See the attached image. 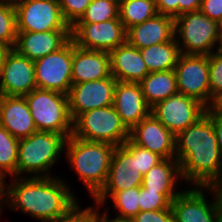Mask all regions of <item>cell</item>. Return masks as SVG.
<instances>
[{"instance_id": "f6af8a7d", "label": "cell", "mask_w": 222, "mask_h": 222, "mask_svg": "<svg viewBox=\"0 0 222 222\" xmlns=\"http://www.w3.org/2000/svg\"><path fill=\"white\" fill-rule=\"evenodd\" d=\"M8 50H9V48L5 44L0 42V67L3 63L4 56Z\"/></svg>"}, {"instance_id": "5b68a950", "label": "cell", "mask_w": 222, "mask_h": 222, "mask_svg": "<svg viewBox=\"0 0 222 222\" xmlns=\"http://www.w3.org/2000/svg\"><path fill=\"white\" fill-rule=\"evenodd\" d=\"M37 131L55 132L66 138L73 133L68 95L36 88L25 95Z\"/></svg>"}, {"instance_id": "7bdbcfd3", "label": "cell", "mask_w": 222, "mask_h": 222, "mask_svg": "<svg viewBox=\"0 0 222 222\" xmlns=\"http://www.w3.org/2000/svg\"><path fill=\"white\" fill-rule=\"evenodd\" d=\"M209 117L212 119L213 128L222 155V117L221 116H209Z\"/></svg>"}, {"instance_id": "836d02e7", "label": "cell", "mask_w": 222, "mask_h": 222, "mask_svg": "<svg viewBox=\"0 0 222 222\" xmlns=\"http://www.w3.org/2000/svg\"><path fill=\"white\" fill-rule=\"evenodd\" d=\"M92 0H58L64 20L72 27L85 13Z\"/></svg>"}, {"instance_id": "ac0fdd59", "label": "cell", "mask_w": 222, "mask_h": 222, "mask_svg": "<svg viewBox=\"0 0 222 222\" xmlns=\"http://www.w3.org/2000/svg\"><path fill=\"white\" fill-rule=\"evenodd\" d=\"M113 106L129 130L151 114L139 83L117 81Z\"/></svg>"}, {"instance_id": "d6a6232c", "label": "cell", "mask_w": 222, "mask_h": 222, "mask_svg": "<svg viewBox=\"0 0 222 222\" xmlns=\"http://www.w3.org/2000/svg\"><path fill=\"white\" fill-rule=\"evenodd\" d=\"M123 145L134 157H137L138 168L143 175L163 159L157 153L134 144L130 139H128Z\"/></svg>"}, {"instance_id": "f35d334b", "label": "cell", "mask_w": 222, "mask_h": 222, "mask_svg": "<svg viewBox=\"0 0 222 222\" xmlns=\"http://www.w3.org/2000/svg\"><path fill=\"white\" fill-rule=\"evenodd\" d=\"M158 14L171 16L174 19L179 16V2L177 0H155Z\"/></svg>"}, {"instance_id": "7dc6e473", "label": "cell", "mask_w": 222, "mask_h": 222, "mask_svg": "<svg viewBox=\"0 0 222 222\" xmlns=\"http://www.w3.org/2000/svg\"><path fill=\"white\" fill-rule=\"evenodd\" d=\"M219 44V45H218ZM217 51H215L218 55L222 56V35H219L218 43H217Z\"/></svg>"}, {"instance_id": "44dd1931", "label": "cell", "mask_w": 222, "mask_h": 222, "mask_svg": "<svg viewBox=\"0 0 222 222\" xmlns=\"http://www.w3.org/2000/svg\"><path fill=\"white\" fill-rule=\"evenodd\" d=\"M0 126L17 139L37 132L25 96L0 95Z\"/></svg>"}, {"instance_id": "2e32d148", "label": "cell", "mask_w": 222, "mask_h": 222, "mask_svg": "<svg viewBox=\"0 0 222 222\" xmlns=\"http://www.w3.org/2000/svg\"><path fill=\"white\" fill-rule=\"evenodd\" d=\"M129 139L136 145L157 153L163 159L176 158V136L152 114L130 130Z\"/></svg>"}, {"instance_id": "603a6c76", "label": "cell", "mask_w": 222, "mask_h": 222, "mask_svg": "<svg viewBox=\"0 0 222 222\" xmlns=\"http://www.w3.org/2000/svg\"><path fill=\"white\" fill-rule=\"evenodd\" d=\"M111 74L120 82L139 83L149 71L140 50L127 42L109 52Z\"/></svg>"}, {"instance_id": "ffe728a7", "label": "cell", "mask_w": 222, "mask_h": 222, "mask_svg": "<svg viewBox=\"0 0 222 222\" xmlns=\"http://www.w3.org/2000/svg\"><path fill=\"white\" fill-rule=\"evenodd\" d=\"M71 39V30L17 31L13 49L32 61L58 51Z\"/></svg>"}, {"instance_id": "277c9868", "label": "cell", "mask_w": 222, "mask_h": 222, "mask_svg": "<svg viewBox=\"0 0 222 222\" xmlns=\"http://www.w3.org/2000/svg\"><path fill=\"white\" fill-rule=\"evenodd\" d=\"M66 139L64 135L45 131L19 139L16 177L22 173L26 177H30V174L31 177H49V169L65 150Z\"/></svg>"}, {"instance_id": "4dcf8cb0", "label": "cell", "mask_w": 222, "mask_h": 222, "mask_svg": "<svg viewBox=\"0 0 222 222\" xmlns=\"http://www.w3.org/2000/svg\"><path fill=\"white\" fill-rule=\"evenodd\" d=\"M182 192L153 191L140 186L139 207L140 211H155L168 209L171 202Z\"/></svg>"}, {"instance_id": "ba28073f", "label": "cell", "mask_w": 222, "mask_h": 222, "mask_svg": "<svg viewBox=\"0 0 222 222\" xmlns=\"http://www.w3.org/2000/svg\"><path fill=\"white\" fill-rule=\"evenodd\" d=\"M15 10L17 31L71 30L62 16L58 0H21Z\"/></svg>"}, {"instance_id": "484cf974", "label": "cell", "mask_w": 222, "mask_h": 222, "mask_svg": "<svg viewBox=\"0 0 222 222\" xmlns=\"http://www.w3.org/2000/svg\"><path fill=\"white\" fill-rule=\"evenodd\" d=\"M139 50L149 73L174 69L181 55L176 37Z\"/></svg>"}, {"instance_id": "c3c4849f", "label": "cell", "mask_w": 222, "mask_h": 222, "mask_svg": "<svg viewBox=\"0 0 222 222\" xmlns=\"http://www.w3.org/2000/svg\"><path fill=\"white\" fill-rule=\"evenodd\" d=\"M219 35H222V18L217 22Z\"/></svg>"}, {"instance_id": "74e56055", "label": "cell", "mask_w": 222, "mask_h": 222, "mask_svg": "<svg viewBox=\"0 0 222 222\" xmlns=\"http://www.w3.org/2000/svg\"><path fill=\"white\" fill-rule=\"evenodd\" d=\"M200 11L218 22L222 18V0H202Z\"/></svg>"}, {"instance_id": "cb8c5ba5", "label": "cell", "mask_w": 222, "mask_h": 222, "mask_svg": "<svg viewBox=\"0 0 222 222\" xmlns=\"http://www.w3.org/2000/svg\"><path fill=\"white\" fill-rule=\"evenodd\" d=\"M139 84L150 107L178 93L174 69L151 72Z\"/></svg>"}, {"instance_id": "f1b7e54d", "label": "cell", "mask_w": 222, "mask_h": 222, "mask_svg": "<svg viewBox=\"0 0 222 222\" xmlns=\"http://www.w3.org/2000/svg\"><path fill=\"white\" fill-rule=\"evenodd\" d=\"M19 139L0 126V184L5 177H16Z\"/></svg>"}, {"instance_id": "52a82bcc", "label": "cell", "mask_w": 222, "mask_h": 222, "mask_svg": "<svg viewBox=\"0 0 222 222\" xmlns=\"http://www.w3.org/2000/svg\"><path fill=\"white\" fill-rule=\"evenodd\" d=\"M175 37L181 54L209 56L218 43V23L200 10L183 13L175 18Z\"/></svg>"}, {"instance_id": "d4e9b609", "label": "cell", "mask_w": 222, "mask_h": 222, "mask_svg": "<svg viewBox=\"0 0 222 222\" xmlns=\"http://www.w3.org/2000/svg\"><path fill=\"white\" fill-rule=\"evenodd\" d=\"M180 163L176 158L162 159L143 175L142 187L153 191H175L181 180Z\"/></svg>"}, {"instance_id": "5bb4252c", "label": "cell", "mask_w": 222, "mask_h": 222, "mask_svg": "<svg viewBox=\"0 0 222 222\" xmlns=\"http://www.w3.org/2000/svg\"><path fill=\"white\" fill-rule=\"evenodd\" d=\"M116 82L117 80L111 76L72 84L68 93V103L73 121L86 111L112 106Z\"/></svg>"}, {"instance_id": "83f0119b", "label": "cell", "mask_w": 222, "mask_h": 222, "mask_svg": "<svg viewBox=\"0 0 222 222\" xmlns=\"http://www.w3.org/2000/svg\"><path fill=\"white\" fill-rule=\"evenodd\" d=\"M118 12L126 30L158 14L153 0H119Z\"/></svg>"}, {"instance_id": "6da1fadb", "label": "cell", "mask_w": 222, "mask_h": 222, "mask_svg": "<svg viewBox=\"0 0 222 222\" xmlns=\"http://www.w3.org/2000/svg\"><path fill=\"white\" fill-rule=\"evenodd\" d=\"M63 179L49 177H15L8 185L0 184V209L5 204L21 213L29 214L39 221L50 222L66 215L77 205ZM7 185V186H6ZM6 186V187H5Z\"/></svg>"}, {"instance_id": "bcb514c9", "label": "cell", "mask_w": 222, "mask_h": 222, "mask_svg": "<svg viewBox=\"0 0 222 222\" xmlns=\"http://www.w3.org/2000/svg\"><path fill=\"white\" fill-rule=\"evenodd\" d=\"M20 2L21 0H0V4H6L13 7H16Z\"/></svg>"}, {"instance_id": "f546056e", "label": "cell", "mask_w": 222, "mask_h": 222, "mask_svg": "<svg viewBox=\"0 0 222 222\" xmlns=\"http://www.w3.org/2000/svg\"><path fill=\"white\" fill-rule=\"evenodd\" d=\"M119 0H92L76 23H98L119 19Z\"/></svg>"}, {"instance_id": "d590c367", "label": "cell", "mask_w": 222, "mask_h": 222, "mask_svg": "<svg viewBox=\"0 0 222 222\" xmlns=\"http://www.w3.org/2000/svg\"><path fill=\"white\" fill-rule=\"evenodd\" d=\"M133 222H174L171 206L168 209L155 211H139L133 218Z\"/></svg>"}, {"instance_id": "7402d4cb", "label": "cell", "mask_w": 222, "mask_h": 222, "mask_svg": "<svg viewBox=\"0 0 222 222\" xmlns=\"http://www.w3.org/2000/svg\"><path fill=\"white\" fill-rule=\"evenodd\" d=\"M174 38L175 19L162 14L128 28L126 34V42L138 49L168 42Z\"/></svg>"}, {"instance_id": "3957f363", "label": "cell", "mask_w": 222, "mask_h": 222, "mask_svg": "<svg viewBox=\"0 0 222 222\" xmlns=\"http://www.w3.org/2000/svg\"><path fill=\"white\" fill-rule=\"evenodd\" d=\"M65 146L68 162L94 197L106 182L116 146L82 140L73 135L66 139Z\"/></svg>"}, {"instance_id": "b9f144b4", "label": "cell", "mask_w": 222, "mask_h": 222, "mask_svg": "<svg viewBox=\"0 0 222 222\" xmlns=\"http://www.w3.org/2000/svg\"><path fill=\"white\" fill-rule=\"evenodd\" d=\"M208 190L209 192H212L215 195L219 214L222 218V178L214 182L210 187H208Z\"/></svg>"}, {"instance_id": "e0dca14e", "label": "cell", "mask_w": 222, "mask_h": 222, "mask_svg": "<svg viewBox=\"0 0 222 222\" xmlns=\"http://www.w3.org/2000/svg\"><path fill=\"white\" fill-rule=\"evenodd\" d=\"M143 174L138 168L137 157L124 146L114 149L106 182L99 192H118L142 185Z\"/></svg>"}, {"instance_id": "ab89813d", "label": "cell", "mask_w": 222, "mask_h": 222, "mask_svg": "<svg viewBox=\"0 0 222 222\" xmlns=\"http://www.w3.org/2000/svg\"><path fill=\"white\" fill-rule=\"evenodd\" d=\"M206 108V114L208 116L222 117V90L212 97L209 105Z\"/></svg>"}, {"instance_id": "d6986e66", "label": "cell", "mask_w": 222, "mask_h": 222, "mask_svg": "<svg viewBox=\"0 0 222 222\" xmlns=\"http://www.w3.org/2000/svg\"><path fill=\"white\" fill-rule=\"evenodd\" d=\"M72 84L109 78V52L81 48L72 40Z\"/></svg>"}, {"instance_id": "7a4b0ae2", "label": "cell", "mask_w": 222, "mask_h": 222, "mask_svg": "<svg viewBox=\"0 0 222 222\" xmlns=\"http://www.w3.org/2000/svg\"><path fill=\"white\" fill-rule=\"evenodd\" d=\"M175 155L182 179L195 187H210L222 178V155L207 114L176 135Z\"/></svg>"}, {"instance_id": "9c48e42d", "label": "cell", "mask_w": 222, "mask_h": 222, "mask_svg": "<svg viewBox=\"0 0 222 222\" xmlns=\"http://www.w3.org/2000/svg\"><path fill=\"white\" fill-rule=\"evenodd\" d=\"M34 65L37 88L68 95L72 86V39L58 51L36 59Z\"/></svg>"}, {"instance_id": "30bf717a", "label": "cell", "mask_w": 222, "mask_h": 222, "mask_svg": "<svg viewBox=\"0 0 222 222\" xmlns=\"http://www.w3.org/2000/svg\"><path fill=\"white\" fill-rule=\"evenodd\" d=\"M200 101L177 93L151 107V114L175 136L206 114Z\"/></svg>"}, {"instance_id": "ee69618b", "label": "cell", "mask_w": 222, "mask_h": 222, "mask_svg": "<svg viewBox=\"0 0 222 222\" xmlns=\"http://www.w3.org/2000/svg\"><path fill=\"white\" fill-rule=\"evenodd\" d=\"M108 216L109 214L107 213V211L106 213H103V215L101 216L99 212L94 210L95 222H133L132 219L118 218V217L109 220Z\"/></svg>"}, {"instance_id": "1f68e13d", "label": "cell", "mask_w": 222, "mask_h": 222, "mask_svg": "<svg viewBox=\"0 0 222 222\" xmlns=\"http://www.w3.org/2000/svg\"><path fill=\"white\" fill-rule=\"evenodd\" d=\"M17 39L15 7L0 4V42L9 49L14 48Z\"/></svg>"}, {"instance_id": "60d3db41", "label": "cell", "mask_w": 222, "mask_h": 222, "mask_svg": "<svg viewBox=\"0 0 222 222\" xmlns=\"http://www.w3.org/2000/svg\"><path fill=\"white\" fill-rule=\"evenodd\" d=\"M202 0H177L179 2V15L199 11Z\"/></svg>"}, {"instance_id": "4316f807", "label": "cell", "mask_w": 222, "mask_h": 222, "mask_svg": "<svg viewBox=\"0 0 222 222\" xmlns=\"http://www.w3.org/2000/svg\"><path fill=\"white\" fill-rule=\"evenodd\" d=\"M139 193L140 186L118 192H98L93 198L100 208L99 206L106 202V198L111 197L119 213L116 217L132 219L140 211Z\"/></svg>"}, {"instance_id": "4fadbf2b", "label": "cell", "mask_w": 222, "mask_h": 222, "mask_svg": "<svg viewBox=\"0 0 222 222\" xmlns=\"http://www.w3.org/2000/svg\"><path fill=\"white\" fill-rule=\"evenodd\" d=\"M0 95L25 96L37 88L34 61L9 49L0 67Z\"/></svg>"}, {"instance_id": "8992f818", "label": "cell", "mask_w": 222, "mask_h": 222, "mask_svg": "<svg viewBox=\"0 0 222 222\" xmlns=\"http://www.w3.org/2000/svg\"><path fill=\"white\" fill-rule=\"evenodd\" d=\"M74 137L92 142L123 145L130 137V130L122 122L114 106L86 111L73 121Z\"/></svg>"}, {"instance_id": "7c38bea8", "label": "cell", "mask_w": 222, "mask_h": 222, "mask_svg": "<svg viewBox=\"0 0 222 222\" xmlns=\"http://www.w3.org/2000/svg\"><path fill=\"white\" fill-rule=\"evenodd\" d=\"M127 30L120 19L98 23H75L71 39L75 45L91 50L110 52L126 43Z\"/></svg>"}, {"instance_id": "8d00e7d4", "label": "cell", "mask_w": 222, "mask_h": 222, "mask_svg": "<svg viewBox=\"0 0 222 222\" xmlns=\"http://www.w3.org/2000/svg\"><path fill=\"white\" fill-rule=\"evenodd\" d=\"M78 204L72 208L66 215L50 222H95L94 208L87 207L84 210Z\"/></svg>"}, {"instance_id": "8fae6325", "label": "cell", "mask_w": 222, "mask_h": 222, "mask_svg": "<svg viewBox=\"0 0 222 222\" xmlns=\"http://www.w3.org/2000/svg\"><path fill=\"white\" fill-rule=\"evenodd\" d=\"M174 71L178 93L192 97L207 107L210 103L209 56L181 54Z\"/></svg>"}, {"instance_id": "e575fe53", "label": "cell", "mask_w": 222, "mask_h": 222, "mask_svg": "<svg viewBox=\"0 0 222 222\" xmlns=\"http://www.w3.org/2000/svg\"><path fill=\"white\" fill-rule=\"evenodd\" d=\"M209 86L211 101L212 97L222 90V56L216 52L209 55Z\"/></svg>"}, {"instance_id": "9a60e30c", "label": "cell", "mask_w": 222, "mask_h": 222, "mask_svg": "<svg viewBox=\"0 0 222 222\" xmlns=\"http://www.w3.org/2000/svg\"><path fill=\"white\" fill-rule=\"evenodd\" d=\"M208 187H196L181 192L172 202L174 222H222L216 197L205 199ZM209 203V204H208Z\"/></svg>"}]
</instances>
